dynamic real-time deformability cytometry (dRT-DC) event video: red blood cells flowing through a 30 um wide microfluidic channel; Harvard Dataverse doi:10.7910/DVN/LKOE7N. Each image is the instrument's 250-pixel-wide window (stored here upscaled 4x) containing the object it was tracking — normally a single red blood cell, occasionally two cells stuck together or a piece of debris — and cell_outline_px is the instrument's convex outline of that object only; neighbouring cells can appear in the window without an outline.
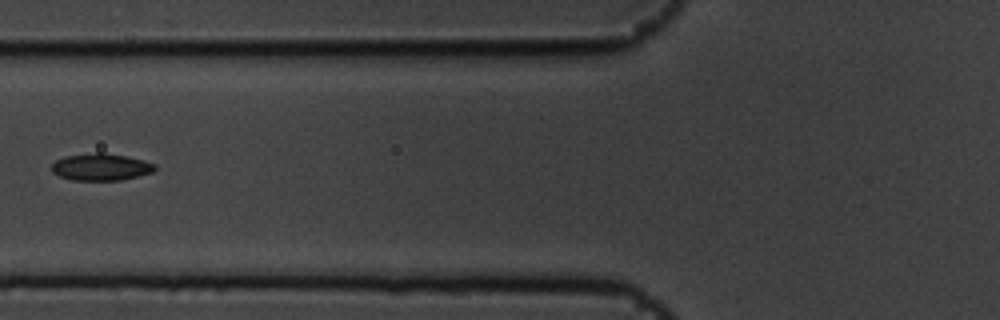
{"species": "common noctule bat (a hibernating species)", "species_latin": "Nyctalus noctula", "temperature_condition": "cold", "stored_images_in_passage": 5, "camera_frame_rate_fps": 3000, "um_per_image_px": 0.085, "animal": {"sex": "male", "body_mass_g": 19.5, "forearm_length_mm": 54.6}, "frame": {"image": 1, "passage_image": 3, "time_ms": 0.667, "image_size_px": [1000, 320], "cell_outline_px": [[156, 168], [152, 172], [120, 180], [72, 180], [60, 176], [52, 172], [52, 164], [56, 160], [64, 156], [96, 152], [104, 152], [144, 160], [156, 164]], "centroid_in_image_um": [8.56, 14.18], "position_along_channel_um": 117.2, "area_um2": 16.18}}
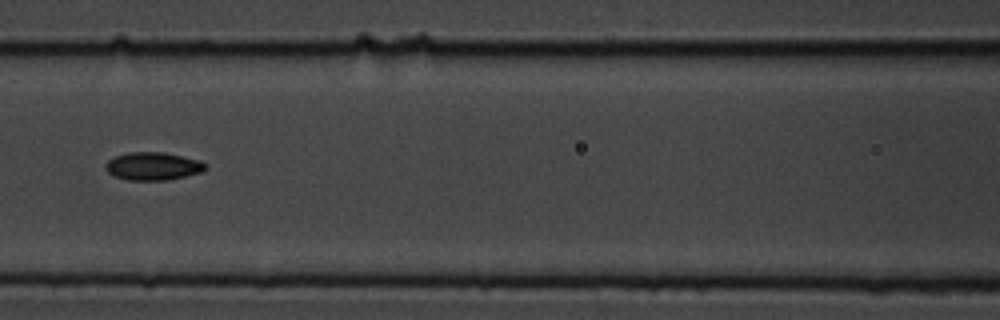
{"frame": {"image": 2, "passage_image": 4, "time_ms": 1.0, "image_size_px": [1000, 320], "cell_outline_px": [[208, 168], [200, 172], [168, 180], [128, 180], [112, 176], [104, 168], [104, 164], [108, 160], [116, 156], [128, 152], [164, 152], [200, 160], [208, 164]], "centroid_in_image_um": [12.99, 14.12], "position_along_channel_um": 153.6, "area_um2": 16.42}}
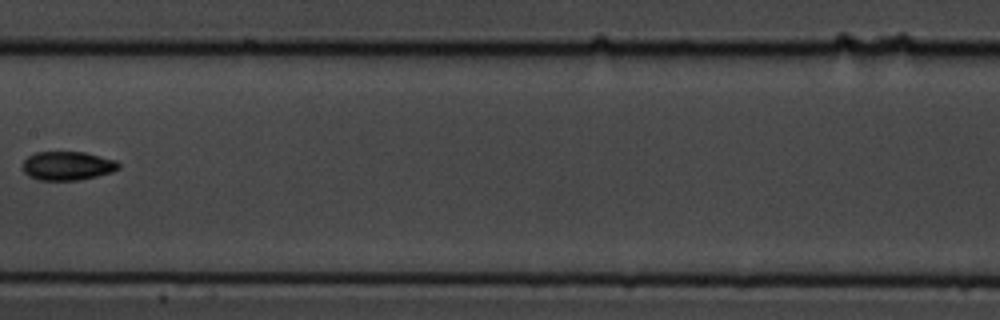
{"frame": {"image": 3, "passage_image": 5, "time_ms": 1.333, "image_size_px": [1000, 320], "cell_outline_px": [[120, 168], [112, 172], [80, 180], [40, 180], [28, 176], [24, 172], [24, 160], [28, 156], [36, 152], [84, 152], [116, 160], [120, 164]], "centroid_in_image_um": [5.75, 14.09], "position_along_channel_um": 201.6, "area_um2": 16.07}}